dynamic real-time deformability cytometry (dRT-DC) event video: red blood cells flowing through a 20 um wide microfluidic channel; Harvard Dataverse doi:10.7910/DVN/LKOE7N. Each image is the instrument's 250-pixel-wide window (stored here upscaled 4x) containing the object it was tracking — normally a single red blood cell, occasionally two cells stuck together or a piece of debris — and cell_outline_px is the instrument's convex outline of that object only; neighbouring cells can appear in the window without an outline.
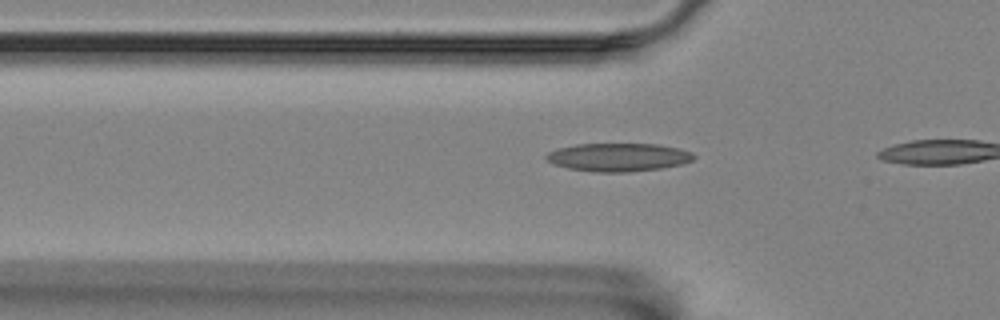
{"species": "Egyptian fruit bat (a non-hibernating species)", "species_latin": "Rousettus aegyptiacus", "temperature_condition": "room temperature", "stored_images_in_passage": 8, "camera_frame_rate_fps": 3000, "um_per_image_px": 0.085, "animal": {"sex": "female"}, "frame": {"image": 1, "passage_image": 5, "time_ms": 1.333, "image_size_px": [1000, 320], "cell_outline_px": [[696, 156], [692, 160], [680, 164], [660, 168], [628, 172], [592, 172], [568, 168], [552, 164], [544, 156], [548, 152], [556, 148], [576, 144], [656, 144], [676, 148], [692, 152]], "centroid_in_image_um": [52.5, 13.36], "position_along_channel_um": 73.3, "area_um2": 24.22}}